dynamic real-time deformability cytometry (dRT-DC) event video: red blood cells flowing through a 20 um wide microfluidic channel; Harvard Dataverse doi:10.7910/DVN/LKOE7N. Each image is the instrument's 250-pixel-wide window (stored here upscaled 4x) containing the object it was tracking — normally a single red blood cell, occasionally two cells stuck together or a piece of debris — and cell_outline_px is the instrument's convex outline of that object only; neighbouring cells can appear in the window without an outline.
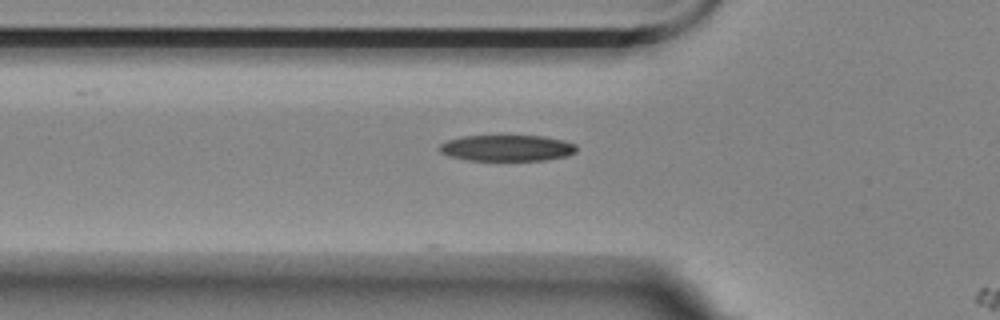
{"species": "Egyptian fruit bat (a non-hibernating species)", "species_latin": "Rousettus aegyptiacus", "temperature_condition": "room temperature", "stored_images_in_passage": 3, "camera_frame_rate_fps": 3000, "um_per_image_px": 0.085, "animal": {"sex": "female"}, "frame": {"image": 1, "passage_image": 2, "time_ms": 0.333, "image_size_px": [1000, 320], "cell_outline_px": [[576, 152], [568, 156], [544, 160], [468, 160], [448, 156], [440, 152], [440, 144], [448, 140], [464, 136], [544, 136], [564, 140], [576, 144]], "centroid_in_image_um": [43.12, 12.58], "position_along_channel_um": 82.7, "area_um2": 20.87}}